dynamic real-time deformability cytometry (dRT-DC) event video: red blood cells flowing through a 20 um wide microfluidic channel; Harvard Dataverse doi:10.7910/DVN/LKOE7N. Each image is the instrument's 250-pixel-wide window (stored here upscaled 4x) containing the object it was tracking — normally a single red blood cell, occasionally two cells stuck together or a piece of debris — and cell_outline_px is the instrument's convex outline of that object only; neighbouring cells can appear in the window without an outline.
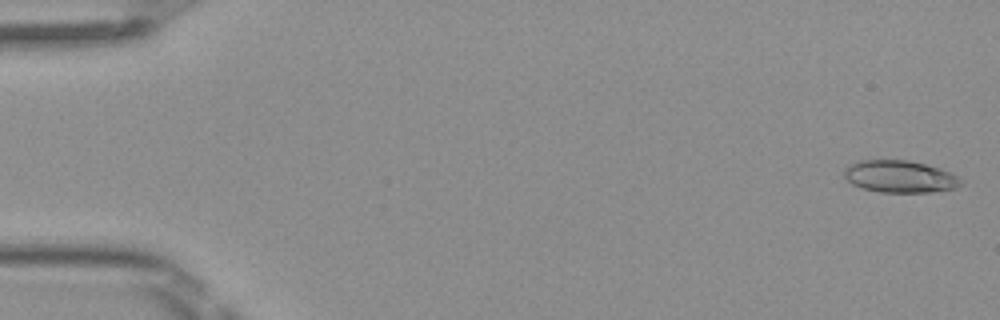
{"species": "Egyptian fruit bat (a non-hibernating species)", "species_latin": "Rousettus aegyptiacus", "temperature_condition": "room temperature", "stored_images_in_passage": 5, "camera_frame_rate_fps": 3000, "um_per_image_px": 0.085, "frame": {"image": 1, "passage_image": 1, "time_ms": 0.0, "image_size_px": [1000, 320], "cell_outline_px": [[964, 184], [956, 188], [932, 192], [880, 192], [860, 188], [852, 184], [844, 176], [844, 172], [848, 164], [860, 160], [908, 160], [940, 168], [960, 176], [964, 180]], "centroid_in_image_um": [76.53, 15.01], "position_along_channel_um": 8.5, "area_um2": 22.14}}
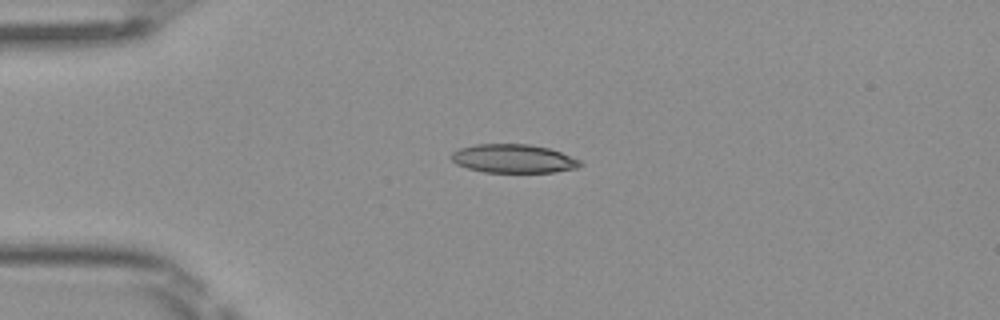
{"frame": {"image": 2, "passage_image": 4, "time_ms": 1.0, "image_size_px": [1000, 320], "cell_outline_px": [[584, 164], [576, 168], [556, 172], [484, 172], [468, 168], [456, 164], [448, 156], [452, 152], [460, 148], [476, 144], [528, 144], [548, 148], [560, 152], [580, 160]], "centroid_in_image_um": [43.62, 13.48], "position_along_channel_um": 41.4, "area_um2": 21.5}}